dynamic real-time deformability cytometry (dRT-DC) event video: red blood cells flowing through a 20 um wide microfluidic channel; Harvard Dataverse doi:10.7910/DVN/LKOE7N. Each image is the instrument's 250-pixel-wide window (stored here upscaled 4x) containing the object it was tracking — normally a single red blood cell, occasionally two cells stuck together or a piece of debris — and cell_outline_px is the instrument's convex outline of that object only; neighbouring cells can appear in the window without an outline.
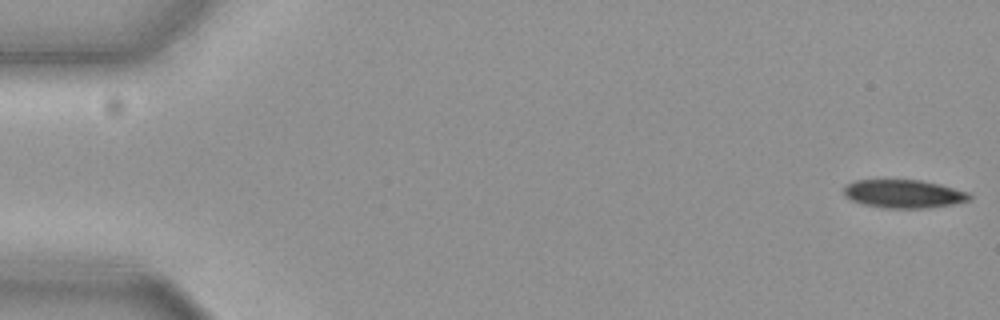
{"species": "common noctule bat (a hibernating species)", "species_latin": "Nyctalus noctula", "temperature_condition": "cold", "stored_images_in_passage": 57, "camera_frame_rate_fps": 3000, "um_per_image_px": 0.085, "animal": {"sex": "female", "body_mass_g": 19.3, "forearm_length_mm": 54.1}, "frame": {"image": 1, "passage_image": 1, "time_ms": 0.0, "image_size_px": [1000, 320], "cell_outline_px": [[972, 196], [968, 200], [952, 204], [928, 208], [880, 208], [860, 204], [844, 196], [844, 188], [848, 184], [856, 180], [920, 180], [940, 184], [968, 192]], "centroid_in_image_um": [76.79, 16.48], "position_along_channel_um": 8.2, "area_um2": 20.75}}
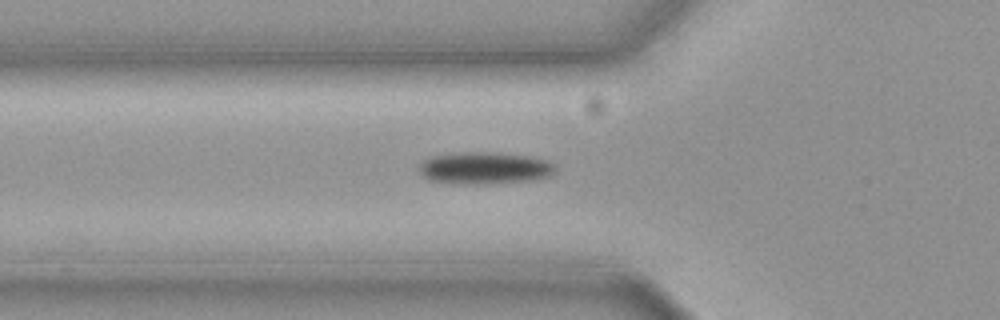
{"frame": {"image": 2, "passage_image": 20, "time_ms": 6.333, "image_size_px": [1000, 320], "cell_outline_px": [[556, 168], [548, 176], [532, 180], [488, 184], [464, 184], [428, 180], [420, 172], [420, 164], [424, 160], [432, 156], [468, 152], [496, 152], [528, 156], [544, 160], [556, 164]], "centroid_in_image_um": [41.2, 14.29], "position_along_channel_um": 84.6, "area_um2": 25.26}}
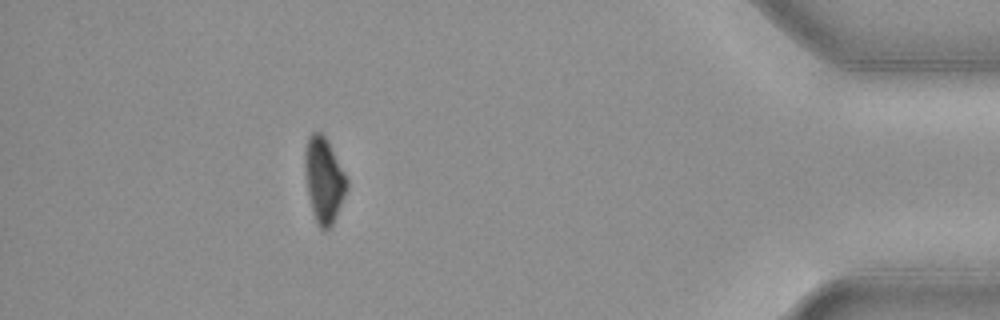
{"frame": {"image": 3, "passage_image": 51, "time_ms": 16.667, "image_size_px": [1000, 320], "cell_outline_px": [[348, 188], [332, 228], [328, 232], [324, 232], [320, 228], [312, 212], [308, 196], [304, 172], [304, 152], [308, 136], [312, 132], [320, 132], [328, 140], [348, 180]], "centroid_in_image_um": [27.53, 15.34], "position_along_channel_um": 407.7, "area_um2": 21.33}, "authors_computed_cell_mechanics": {"area_um2": 23.2934, "velocity_mm_per_s": 3.6545, "shape_relaxation_time_tau1_ms": 5.4661, "shape_relaxation_time_tau2_ms": null, "deformation_change_tau1": 0.1045, "deformation_change_tau2": null}}